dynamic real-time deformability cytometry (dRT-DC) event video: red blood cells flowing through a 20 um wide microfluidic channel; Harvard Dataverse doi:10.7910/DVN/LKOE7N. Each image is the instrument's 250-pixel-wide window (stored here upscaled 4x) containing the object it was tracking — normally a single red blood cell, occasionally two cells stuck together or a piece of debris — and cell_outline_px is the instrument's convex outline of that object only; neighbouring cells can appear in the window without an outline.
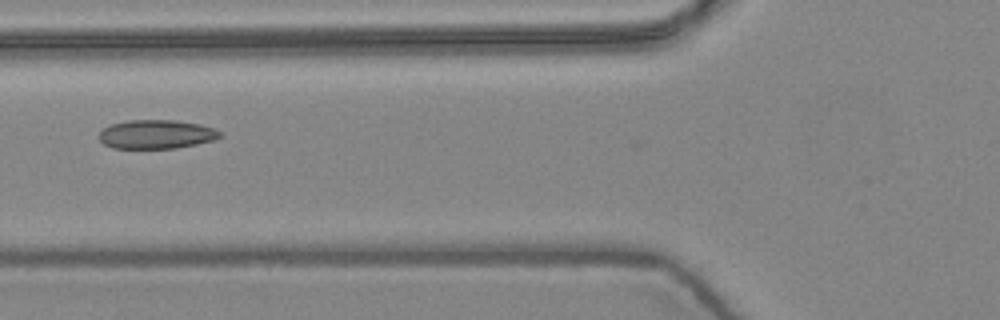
{"species": "common noctule bat (a hibernating species)", "species_latin": "Nyctalus noctula", "temperature_condition": "warm", "stored_images_in_passage": 5, "camera_frame_rate_fps": 3000, "um_per_image_px": 0.085, "animal": {"sex": "female", "body_mass_g": 24.6, "forearm_length_mm": 56.2}, "frame": {"image": 1, "passage_image": 3, "time_ms": 0.667, "image_size_px": [1000, 320], "cell_outline_px": [[220, 136], [212, 140], [196, 144], [176, 148], [112, 148], [104, 144], [96, 136], [104, 128], [112, 124], [128, 120], [176, 120], [200, 124], [216, 128], [220, 132]], "centroid_in_image_um": [13.27, 11.41], "position_along_channel_um": 112.5, "area_um2": 20.35}}
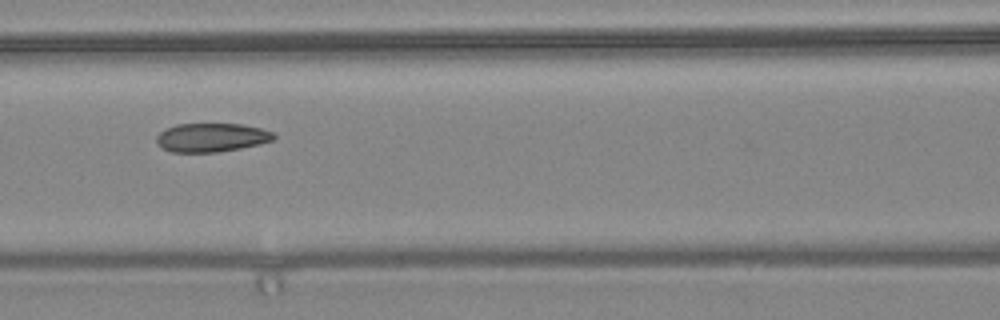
{"frame": {"image": 2, "passage_image": 4, "time_ms": 1.0, "image_size_px": [1000, 320], "cell_outline_px": [[276, 136], [272, 140], [260, 144], [240, 148], [216, 152], [172, 152], [164, 148], [156, 140], [156, 136], [160, 132], [176, 124], [244, 124], [260, 128], [272, 132]], "centroid_in_image_um": [18.0, 11.68], "position_along_channel_um": 148.6, "area_um2": 19.42}}
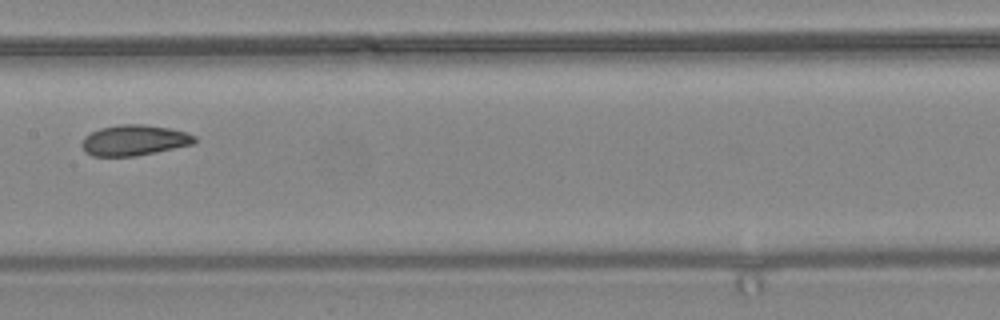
{"frame": {"image": 3, "passage_image": 5, "time_ms": 1.333, "image_size_px": [1000, 320], "cell_outline_px": [[196, 140], [192, 144], [156, 152], [136, 156], [92, 156], [84, 152], [80, 144], [84, 136], [100, 128], [120, 124], [144, 124], [168, 128], [188, 132], [196, 136]], "centroid_in_image_um": [11.38, 11.92], "position_along_channel_um": 196.0, "area_um2": 20.23}}